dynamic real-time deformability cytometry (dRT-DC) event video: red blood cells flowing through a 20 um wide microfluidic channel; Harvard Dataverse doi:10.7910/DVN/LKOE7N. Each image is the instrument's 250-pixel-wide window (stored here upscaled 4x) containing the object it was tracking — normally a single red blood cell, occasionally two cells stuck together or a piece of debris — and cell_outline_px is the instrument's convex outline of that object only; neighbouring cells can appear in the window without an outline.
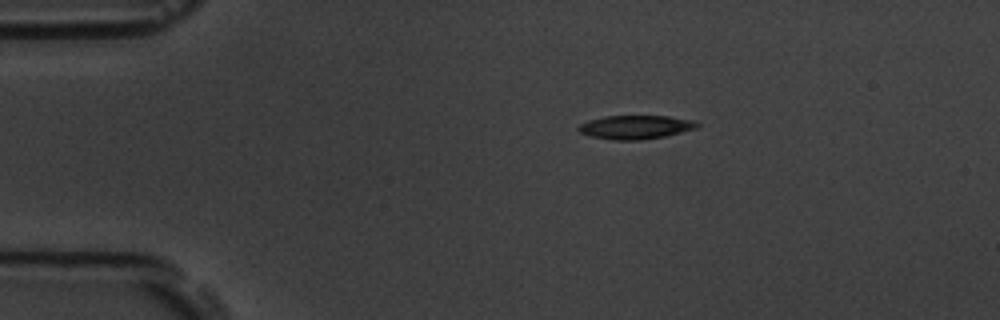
{"species": "common noctule bat (a hibernating species)", "species_latin": "Nyctalus noctula", "temperature_condition": "room temperature", "stored_images_in_passage": 47, "camera_frame_rate_fps": 3000, "um_per_image_px": 0.085, "animal": {"sex": "male", "body_mass_g": 19.5, "forearm_length_mm": 54.6}, "frame": {"image": 1, "passage_image": 1, "time_ms": 0.0, "image_size_px": [1000, 320], "cell_outline_px": [[700, 124], [696, 128], [664, 136], [640, 140], [616, 140], [588, 136], [580, 132], [576, 128], [580, 124], [588, 120], [604, 116], [668, 116], [696, 120]], "centroid_in_image_um": [54.0, 10.8], "position_along_channel_um": 31.0, "area_um2": 16.42}}
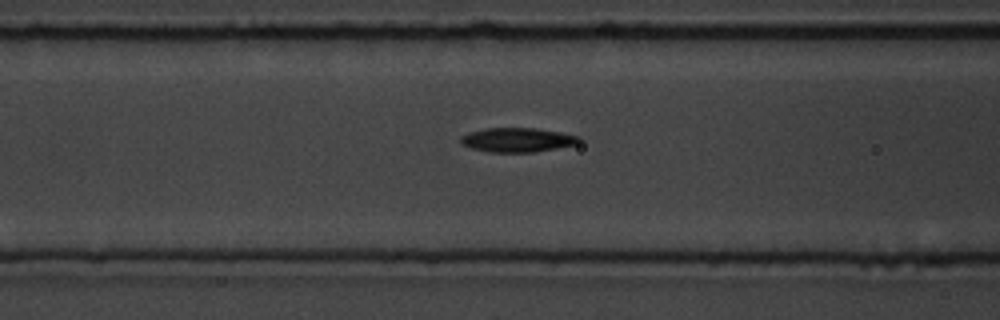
{"frame": {"image": 2, "passage_image": 13, "time_ms": 4.0, "image_size_px": [1000, 320], "cell_outline_px": [[580, 144], [536, 152], [492, 152], [472, 148], [460, 144], [460, 136], [484, 128], [536, 128], [560, 132], [580, 136]], "centroid_in_image_um": [44.02, 11.89], "position_along_channel_um": 122.6, "area_um2": 16.82}}
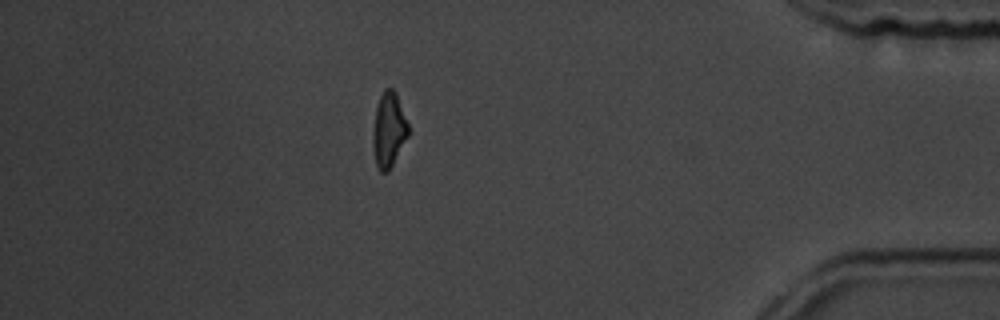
{"frame": {"image": 3, "passage_image": 40, "time_ms": 13.0, "image_size_px": [1000, 320], "cell_outline_px": [[412, 132], [388, 172], [380, 172], [376, 164], [372, 144], [372, 140], [376, 104], [384, 88], [392, 88], [396, 92]], "centroid_in_image_um": [33.08, 11.03], "position_along_channel_um": 402.1, "area_um2": 15.9}, "authors_computed_cell_mechanics": {"area_um2": 16.3574, "velocity_mm_per_s": 3.5759, "shape_relaxation_time_tau1_ms": 4.2271, "shape_relaxation_time_tau2_ms": null, "deformation_change_tau1": 0.1368, "deformation_change_tau2": null}}